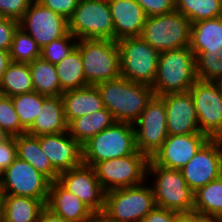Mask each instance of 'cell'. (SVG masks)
<instances>
[{
  "mask_svg": "<svg viewBox=\"0 0 222 222\" xmlns=\"http://www.w3.org/2000/svg\"><path fill=\"white\" fill-rule=\"evenodd\" d=\"M106 108L116 122L134 124L154 96L151 86L124 77L96 84Z\"/></svg>",
  "mask_w": 222,
  "mask_h": 222,
  "instance_id": "1",
  "label": "cell"
},
{
  "mask_svg": "<svg viewBox=\"0 0 222 222\" xmlns=\"http://www.w3.org/2000/svg\"><path fill=\"white\" fill-rule=\"evenodd\" d=\"M196 80L195 54L190 46L159 53L157 74L151 86L155 96L188 92Z\"/></svg>",
  "mask_w": 222,
  "mask_h": 222,
  "instance_id": "2",
  "label": "cell"
},
{
  "mask_svg": "<svg viewBox=\"0 0 222 222\" xmlns=\"http://www.w3.org/2000/svg\"><path fill=\"white\" fill-rule=\"evenodd\" d=\"M136 150L133 124L115 122L82 145V163L93 167L98 162L125 157Z\"/></svg>",
  "mask_w": 222,
  "mask_h": 222,
  "instance_id": "3",
  "label": "cell"
},
{
  "mask_svg": "<svg viewBox=\"0 0 222 222\" xmlns=\"http://www.w3.org/2000/svg\"><path fill=\"white\" fill-rule=\"evenodd\" d=\"M86 82L96 85L121 76L120 51L117 41L106 39H79Z\"/></svg>",
  "mask_w": 222,
  "mask_h": 222,
  "instance_id": "4",
  "label": "cell"
},
{
  "mask_svg": "<svg viewBox=\"0 0 222 222\" xmlns=\"http://www.w3.org/2000/svg\"><path fill=\"white\" fill-rule=\"evenodd\" d=\"M151 175V176H150ZM154 177L151 186L157 207L175 212L194 209V192L190 189L179 169L157 166L151 159L147 168V179Z\"/></svg>",
  "mask_w": 222,
  "mask_h": 222,
  "instance_id": "5",
  "label": "cell"
},
{
  "mask_svg": "<svg viewBox=\"0 0 222 222\" xmlns=\"http://www.w3.org/2000/svg\"><path fill=\"white\" fill-rule=\"evenodd\" d=\"M155 207L153 189L148 181L105 192L103 211L113 222H142Z\"/></svg>",
  "mask_w": 222,
  "mask_h": 222,
  "instance_id": "6",
  "label": "cell"
},
{
  "mask_svg": "<svg viewBox=\"0 0 222 222\" xmlns=\"http://www.w3.org/2000/svg\"><path fill=\"white\" fill-rule=\"evenodd\" d=\"M192 23L176 10L146 18L140 37L159 53L190 46Z\"/></svg>",
  "mask_w": 222,
  "mask_h": 222,
  "instance_id": "7",
  "label": "cell"
},
{
  "mask_svg": "<svg viewBox=\"0 0 222 222\" xmlns=\"http://www.w3.org/2000/svg\"><path fill=\"white\" fill-rule=\"evenodd\" d=\"M149 158L136 150L125 157L96 163L93 168L105 192L137 186L147 181Z\"/></svg>",
  "mask_w": 222,
  "mask_h": 222,
  "instance_id": "8",
  "label": "cell"
},
{
  "mask_svg": "<svg viewBox=\"0 0 222 222\" xmlns=\"http://www.w3.org/2000/svg\"><path fill=\"white\" fill-rule=\"evenodd\" d=\"M117 43L121 77L152 86L157 74L159 52L141 37H126Z\"/></svg>",
  "mask_w": 222,
  "mask_h": 222,
  "instance_id": "9",
  "label": "cell"
},
{
  "mask_svg": "<svg viewBox=\"0 0 222 222\" xmlns=\"http://www.w3.org/2000/svg\"><path fill=\"white\" fill-rule=\"evenodd\" d=\"M68 31L78 40H114V23L108 2L79 0L68 20Z\"/></svg>",
  "mask_w": 222,
  "mask_h": 222,
  "instance_id": "10",
  "label": "cell"
},
{
  "mask_svg": "<svg viewBox=\"0 0 222 222\" xmlns=\"http://www.w3.org/2000/svg\"><path fill=\"white\" fill-rule=\"evenodd\" d=\"M200 132L210 139H222L221 82L196 80L189 90Z\"/></svg>",
  "mask_w": 222,
  "mask_h": 222,
  "instance_id": "11",
  "label": "cell"
},
{
  "mask_svg": "<svg viewBox=\"0 0 222 222\" xmlns=\"http://www.w3.org/2000/svg\"><path fill=\"white\" fill-rule=\"evenodd\" d=\"M133 126L136 149L151 159L168 137L163 99L154 95Z\"/></svg>",
  "mask_w": 222,
  "mask_h": 222,
  "instance_id": "12",
  "label": "cell"
},
{
  "mask_svg": "<svg viewBox=\"0 0 222 222\" xmlns=\"http://www.w3.org/2000/svg\"><path fill=\"white\" fill-rule=\"evenodd\" d=\"M51 181L31 164L19 159L1 174L2 194L48 199Z\"/></svg>",
  "mask_w": 222,
  "mask_h": 222,
  "instance_id": "13",
  "label": "cell"
},
{
  "mask_svg": "<svg viewBox=\"0 0 222 222\" xmlns=\"http://www.w3.org/2000/svg\"><path fill=\"white\" fill-rule=\"evenodd\" d=\"M19 27L27 32L43 48L68 31V21L56 12L34 0L19 20Z\"/></svg>",
  "mask_w": 222,
  "mask_h": 222,
  "instance_id": "14",
  "label": "cell"
},
{
  "mask_svg": "<svg viewBox=\"0 0 222 222\" xmlns=\"http://www.w3.org/2000/svg\"><path fill=\"white\" fill-rule=\"evenodd\" d=\"M222 139H209L181 172L193 192L221 177Z\"/></svg>",
  "mask_w": 222,
  "mask_h": 222,
  "instance_id": "15",
  "label": "cell"
},
{
  "mask_svg": "<svg viewBox=\"0 0 222 222\" xmlns=\"http://www.w3.org/2000/svg\"><path fill=\"white\" fill-rule=\"evenodd\" d=\"M57 181L92 211L104 210L105 191L92 166L81 163L77 167L61 172Z\"/></svg>",
  "mask_w": 222,
  "mask_h": 222,
  "instance_id": "16",
  "label": "cell"
},
{
  "mask_svg": "<svg viewBox=\"0 0 222 222\" xmlns=\"http://www.w3.org/2000/svg\"><path fill=\"white\" fill-rule=\"evenodd\" d=\"M209 139L204 133L168 135L151 160L157 166L180 170Z\"/></svg>",
  "mask_w": 222,
  "mask_h": 222,
  "instance_id": "17",
  "label": "cell"
},
{
  "mask_svg": "<svg viewBox=\"0 0 222 222\" xmlns=\"http://www.w3.org/2000/svg\"><path fill=\"white\" fill-rule=\"evenodd\" d=\"M166 107L168 135L201 133L190 91L160 96Z\"/></svg>",
  "mask_w": 222,
  "mask_h": 222,
  "instance_id": "18",
  "label": "cell"
},
{
  "mask_svg": "<svg viewBox=\"0 0 222 222\" xmlns=\"http://www.w3.org/2000/svg\"><path fill=\"white\" fill-rule=\"evenodd\" d=\"M38 138L41 149L59 173L77 167L82 163V146L68 131L39 135Z\"/></svg>",
  "mask_w": 222,
  "mask_h": 222,
  "instance_id": "19",
  "label": "cell"
},
{
  "mask_svg": "<svg viewBox=\"0 0 222 222\" xmlns=\"http://www.w3.org/2000/svg\"><path fill=\"white\" fill-rule=\"evenodd\" d=\"M114 23V41L126 37H140L146 14L136 0L108 1Z\"/></svg>",
  "mask_w": 222,
  "mask_h": 222,
  "instance_id": "20",
  "label": "cell"
},
{
  "mask_svg": "<svg viewBox=\"0 0 222 222\" xmlns=\"http://www.w3.org/2000/svg\"><path fill=\"white\" fill-rule=\"evenodd\" d=\"M46 206L67 222H81L93 212L58 181L50 184Z\"/></svg>",
  "mask_w": 222,
  "mask_h": 222,
  "instance_id": "21",
  "label": "cell"
},
{
  "mask_svg": "<svg viewBox=\"0 0 222 222\" xmlns=\"http://www.w3.org/2000/svg\"><path fill=\"white\" fill-rule=\"evenodd\" d=\"M61 99L67 124L75 118L104 109L102 97L96 85L64 91Z\"/></svg>",
  "mask_w": 222,
  "mask_h": 222,
  "instance_id": "22",
  "label": "cell"
},
{
  "mask_svg": "<svg viewBox=\"0 0 222 222\" xmlns=\"http://www.w3.org/2000/svg\"><path fill=\"white\" fill-rule=\"evenodd\" d=\"M68 131L61 96L47 97L32 126L26 133L39 136L58 134Z\"/></svg>",
  "mask_w": 222,
  "mask_h": 222,
  "instance_id": "23",
  "label": "cell"
},
{
  "mask_svg": "<svg viewBox=\"0 0 222 222\" xmlns=\"http://www.w3.org/2000/svg\"><path fill=\"white\" fill-rule=\"evenodd\" d=\"M47 200L2 194L0 222H38Z\"/></svg>",
  "mask_w": 222,
  "mask_h": 222,
  "instance_id": "24",
  "label": "cell"
},
{
  "mask_svg": "<svg viewBox=\"0 0 222 222\" xmlns=\"http://www.w3.org/2000/svg\"><path fill=\"white\" fill-rule=\"evenodd\" d=\"M190 50L213 54L222 50V16L192 23Z\"/></svg>",
  "mask_w": 222,
  "mask_h": 222,
  "instance_id": "25",
  "label": "cell"
},
{
  "mask_svg": "<svg viewBox=\"0 0 222 222\" xmlns=\"http://www.w3.org/2000/svg\"><path fill=\"white\" fill-rule=\"evenodd\" d=\"M17 157L31 164L51 182L57 181L59 172L52 166L45 152L41 149L38 136L23 133L16 136Z\"/></svg>",
  "mask_w": 222,
  "mask_h": 222,
  "instance_id": "26",
  "label": "cell"
},
{
  "mask_svg": "<svg viewBox=\"0 0 222 222\" xmlns=\"http://www.w3.org/2000/svg\"><path fill=\"white\" fill-rule=\"evenodd\" d=\"M115 122L112 114L104 108L73 119L68 124V132L82 146L91 137L112 126Z\"/></svg>",
  "mask_w": 222,
  "mask_h": 222,
  "instance_id": "27",
  "label": "cell"
},
{
  "mask_svg": "<svg viewBox=\"0 0 222 222\" xmlns=\"http://www.w3.org/2000/svg\"><path fill=\"white\" fill-rule=\"evenodd\" d=\"M34 91L28 63L10 62L0 82V94L13 97Z\"/></svg>",
  "mask_w": 222,
  "mask_h": 222,
  "instance_id": "28",
  "label": "cell"
},
{
  "mask_svg": "<svg viewBox=\"0 0 222 222\" xmlns=\"http://www.w3.org/2000/svg\"><path fill=\"white\" fill-rule=\"evenodd\" d=\"M55 67L63 92L89 86L86 82L80 50L77 47L65 59L55 64Z\"/></svg>",
  "mask_w": 222,
  "mask_h": 222,
  "instance_id": "29",
  "label": "cell"
},
{
  "mask_svg": "<svg viewBox=\"0 0 222 222\" xmlns=\"http://www.w3.org/2000/svg\"><path fill=\"white\" fill-rule=\"evenodd\" d=\"M29 68L34 91L48 97L61 96L63 91L60 88L55 64H51L39 57L29 63Z\"/></svg>",
  "mask_w": 222,
  "mask_h": 222,
  "instance_id": "30",
  "label": "cell"
},
{
  "mask_svg": "<svg viewBox=\"0 0 222 222\" xmlns=\"http://www.w3.org/2000/svg\"><path fill=\"white\" fill-rule=\"evenodd\" d=\"M193 210L222 218V177L194 192Z\"/></svg>",
  "mask_w": 222,
  "mask_h": 222,
  "instance_id": "31",
  "label": "cell"
},
{
  "mask_svg": "<svg viewBox=\"0 0 222 222\" xmlns=\"http://www.w3.org/2000/svg\"><path fill=\"white\" fill-rule=\"evenodd\" d=\"M175 10L191 23L222 16V0H175Z\"/></svg>",
  "mask_w": 222,
  "mask_h": 222,
  "instance_id": "32",
  "label": "cell"
},
{
  "mask_svg": "<svg viewBox=\"0 0 222 222\" xmlns=\"http://www.w3.org/2000/svg\"><path fill=\"white\" fill-rule=\"evenodd\" d=\"M48 96L32 91L11 97L14 109L18 114L21 126L27 131L33 124L37 114L42 108L43 101Z\"/></svg>",
  "mask_w": 222,
  "mask_h": 222,
  "instance_id": "33",
  "label": "cell"
},
{
  "mask_svg": "<svg viewBox=\"0 0 222 222\" xmlns=\"http://www.w3.org/2000/svg\"><path fill=\"white\" fill-rule=\"evenodd\" d=\"M9 55L12 62L29 64L40 57L41 48L27 32L18 27L13 35Z\"/></svg>",
  "mask_w": 222,
  "mask_h": 222,
  "instance_id": "34",
  "label": "cell"
},
{
  "mask_svg": "<svg viewBox=\"0 0 222 222\" xmlns=\"http://www.w3.org/2000/svg\"><path fill=\"white\" fill-rule=\"evenodd\" d=\"M197 80L222 81V50L213 53H194Z\"/></svg>",
  "mask_w": 222,
  "mask_h": 222,
  "instance_id": "35",
  "label": "cell"
},
{
  "mask_svg": "<svg viewBox=\"0 0 222 222\" xmlns=\"http://www.w3.org/2000/svg\"><path fill=\"white\" fill-rule=\"evenodd\" d=\"M77 43L78 39L68 32L63 37L41 48L40 58L51 64H57L72 53L77 47Z\"/></svg>",
  "mask_w": 222,
  "mask_h": 222,
  "instance_id": "36",
  "label": "cell"
},
{
  "mask_svg": "<svg viewBox=\"0 0 222 222\" xmlns=\"http://www.w3.org/2000/svg\"><path fill=\"white\" fill-rule=\"evenodd\" d=\"M0 128L7 136H19L26 133L21 126L11 97L0 94Z\"/></svg>",
  "mask_w": 222,
  "mask_h": 222,
  "instance_id": "37",
  "label": "cell"
},
{
  "mask_svg": "<svg viewBox=\"0 0 222 222\" xmlns=\"http://www.w3.org/2000/svg\"><path fill=\"white\" fill-rule=\"evenodd\" d=\"M34 0H0V17L20 20Z\"/></svg>",
  "mask_w": 222,
  "mask_h": 222,
  "instance_id": "38",
  "label": "cell"
},
{
  "mask_svg": "<svg viewBox=\"0 0 222 222\" xmlns=\"http://www.w3.org/2000/svg\"><path fill=\"white\" fill-rule=\"evenodd\" d=\"M17 158L16 137L7 136L0 141V174Z\"/></svg>",
  "mask_w": 222,
  "mask_h": 222,
  "instance_id": "39",
  "label": "cell"
},
{
  "mask_svg": "<svg viewBox=\"0 0 222 222\" xmlns=\"http://www.w3.org/2000/svg\"><path fill=\"white\" fill-rule=\"evenodd\" d=\"M147 17L168 14L175 11V0H136Z\"/></svg>",
  "mask_w": 222,
  "mask_h": 222,
  "instance_id": "40",
  "label": "cell"
},
{
  "mask_svg": "<svg viewBox=\"0 0 222 222\" xmlns=\"http://www.w3.org/2000/svg\"><path fill=\"white\" fill-rule=\"evenodd\" d=\"M18 27V20L0 17V50L10 51L14 32Z\"/></svg>",
  "mask_w": 222,
  "mask_h": 222,
  "instance_id": "41",
  "label": "cell"
},
{
  "mask_svg": "<svg viewBox=\"0 0 222 222\" xmlns=\"http://www.w3.org/2000/svg\"><path fill=\"white\" fill-rule=\"evenodd\" d=\"M42 6L51 9L57 14L61 15L67 21L73 15L75 8L78 5L79 0H36Z\"/></svg>",
  "mask_w": 222,
  "mask_h": 222,
  "instance_id": "42",
  "label": "cell"
},
{
  "mask_svg": "<svg viewBox=\"0 0 222 222\" xmlns=\"http://www.w3.org/2000/svg\"><path fill=\"white\" fill-rule=\"evenodd\" d=\"M175 213V211L156 206L145 216L142 222H174Z\"/></svg>",
  "mask_w": 222,
  "mask_h": 222,
  "instance_id": "43",
  "label": "cell"
},
{
  "mask_svg": "<svg viewBox=\"0 0 222 222\" xmlns=\"http://www.w3.org/2000/svg\"><path fill=\"white\" fill-rule=\"evenodd\" d=\"M38 222H67L59 215L55 214L52 210H50L47 206H45L40 215Z\"/></svg>",
  "mask_w": 222,
  "mask_h": 222,
  "instance_id": "44",
  "label": "cell"
},
{
  "mask_svg": "<svg viewBox=\"0 0 222 222\" xmlns=\"http://www.w3.org/2000/svg\"><path fill=\"white\" fill-rule=\"evenodd\" d=\"M81 222H113L104 211H93Z\"/></svg>",
  "mask_w": 222,
  "mask_h": 222,
  "instance_id": "45",
  "label": "cell"
},
{
  "mask_svg": "<svg viewBox=\"0 0 222 222\" xmlns=\"http://www.w3.org/2000/svg\"><path fill=\"white\" fill-rule=\"evenodd\" d=\"M174 222H195V210L188 212H176Z\"/></svg>",
  "mask_w": 222,
  "mask_h": 222,
  "instance_id": "46",
  "label": "cell"
},
{
  "mask_svg": "<svg viewBox=\"0 0 222 222\" xmlns=\"http://www.w3.org/2000/svg\"><path fill=\"white\" fill-rule=\"evenodd\" d=\"M10 62L11 60H10L9 52L0 50V82Z\"/></svg>",
  "mask_w": 222,
  "mask_h": 222,
  "instance_id": "47",
  "label": "cell"
},
{
  "mask_svg": "<svg viewBox=\"0 0 222 222\" xmlns=\"http://www.w3.org/2000/svg\"><path fill=\"white\" fill-rule=\"evenodd\" d=\"M195 222H222V218L212 215L200 214L195 211Z\"/></svg>",
  "mask_w": 222,
  "mask_h": 222,
  "instance_id": "48",
  "label": "cell"
},
{
  "mask_svg": "<svg viewBox=\"0 0 222 222\" xmlns=\"http://www.w3.org/2000/svg\"><path fill=\"white\" fill-rule=\"evenodd\" d=\"M7 135L2 131V129L0 128V141H2L4 138H6Z\"/></svg>",
  "mask_w": 222,
  "mask_h": 222,
  "instance_id": "49",
  "label": "cell"
},
{
  "mask_svg": "<svg viewBox=\"0 0 222 222\" xmlns=\"http://www.w3.org/2000/svg\"><path fill=\"white\" fill-rule=\"evenodd\" d=\"M1 202H2V191L0 189V216H1Z\"/></svg>",
  "mask_w": 222,
  "mask_h": 222,
  "instance_id": "50",
  "label": "cell"
}]
</instances>
